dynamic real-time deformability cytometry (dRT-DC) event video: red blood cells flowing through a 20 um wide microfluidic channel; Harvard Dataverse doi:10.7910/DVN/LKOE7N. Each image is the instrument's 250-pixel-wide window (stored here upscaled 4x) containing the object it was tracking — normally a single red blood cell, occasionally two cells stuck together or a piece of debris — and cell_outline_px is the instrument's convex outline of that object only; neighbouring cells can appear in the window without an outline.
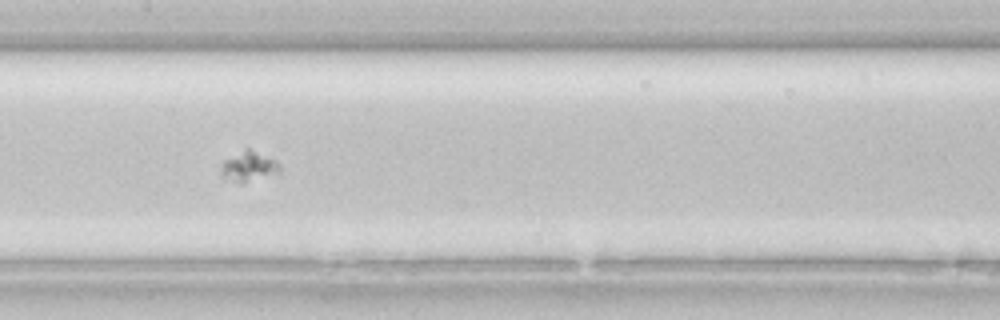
{"species": "common noctule bat (a hibernating species)", "species_latin": "Nyctalus noctula", "temperature_condition": "room temperature", "stored_images_in_passage": 47, "camera_frame_rate_fps": 3000, "um_per_image_px": 0.085, "animal": {"sex": "female", "body_mass_g": 22.7, "forearm_length_mm": 54.2}, "frame": {"image": 1, "passage_image": 24, "time_ms": 7.667, "image_size_px": [1000, 320], "cell_outline_px": [[280, 172], [240, 184], [220, 176], [220, 168], [224, 160], [244, 148], [248, 148], [276, 160], [280, 168]], "centroid_in_image_um": [21.09, 14.15], "position_along_channel_um": 186.3, "area_um2": 10.29}}
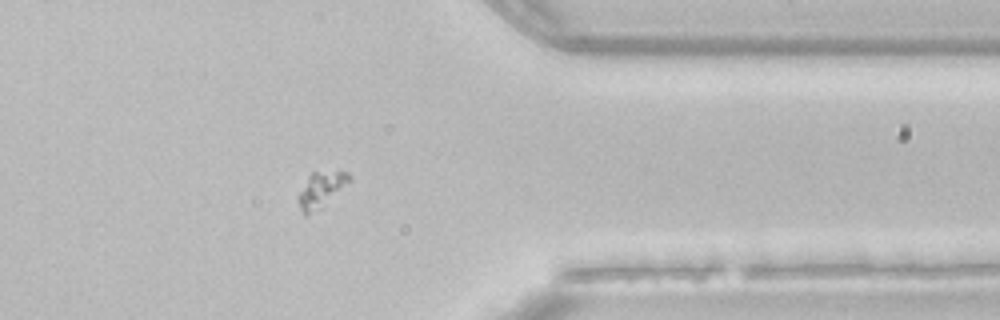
{"frame": {"image": 2, "passage_image": 38, "time_ms": 12.333, "image_size_px": [1000, 320], "cell_outline_px": [[352, 180], [320, 208], [304, 216], [296, 200], [296, 196], [308, 176], [312, 172], [348, 172], [352, 176]], "centroid_in_image_um": [27.26, 16.12], "position_along_channel_um": 384.1, "area_um2": 10.46}}
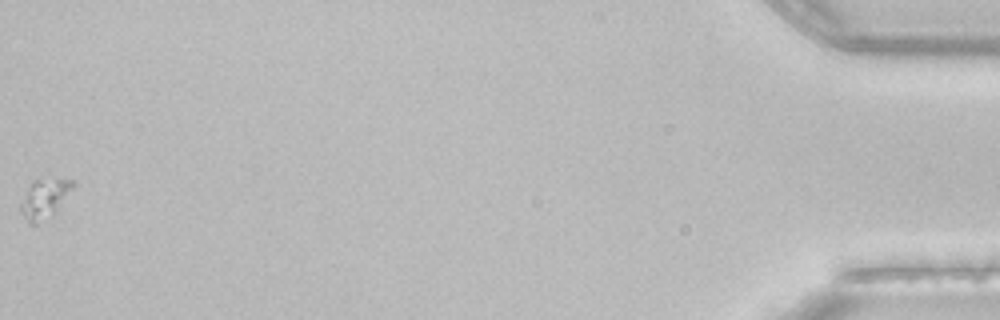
{"frame": {"image": 3, "passage_image": 47, "time_ms": 15.333, "image_size_px": [1000, 320], "cell_outline_px": [[76, 184], [56, 212], [52, 216], [36, 224], [28, 224], [20, 212], [20, 204], [32, 180], [72, 180]], "centroid_in_image_um": [3.77, 16.93], "position_along_channel_um": 431.4, "area_um2": 11.85}}